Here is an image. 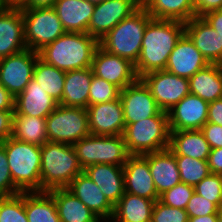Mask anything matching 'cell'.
<instances>
[{"instance_id": "74e56055", "label": "cell", "mask_w": 222, "mask_h": 222, "mask_svg": "<svg viewBox=\"0 0 222 222\" xmlns=\"http://www.w3.org/2000/svg\"><path fill=\"white\" fill-rule=\"evenodd\" d=\"M194 192L222 207V175L210 173L194 186Z\"/></svg>"}, {"instance_id": "7dc6e473", "label": "cell", "mask_w": 222, "mask_h": 222, "mask_svg": "<svg viewBox=\"0 0 222 222\" xmlns=\"http://www.w3.org/2000/svg\"><path fill=\"white\" fill-rule=\"evenodd\" d=\"M207 122L222 126V98L209 103Z\"/></svg>"}, {"instance_id": "ac0fdd59", "label": "cell", "mask_w": 222, "mask_h": 222, "mask_svg": "<svg viewBox=\"0 0 222 222\" xmlns=\"http://www.w3.org/2000/svg\"><path fill=\"white\" fill-rule=\"evenodd\" d=\"M66 189L82 201L101 221H111L114 206L84 171L78 174Z\"/></svg>"}, {"instance_id": "5bb4252c", "label": "cell", "mask_w": 222, "mask_h": 222, "mask_svg": "<svg viewBox=\"0 0 222 222\" xmlns=\"http://www.w3.org/2000/svg\"><path fill=\"white\" fill-rule=\"evenodd\" d=\"M91 69L93 75L114 84L120 90L138 79L133 63L108 53L100 46L95 51Z\"/></svg>"}, {"instance_id": "b9f144b4", "label": "cell", "mask_w": 222, "mask_h": 222, "mask_svg": "<svg viewBox=\"0 0 222 222\" xmlns=\"http://www.w3.org/2000/svg\"><path fill=\"white\" fill-rule=\"evenodd\" d=\"M188 217L218 214L219 208L208 199L194 192L185 208Z\"/></svg>"}, {"instance_id": "7402d4cb", "label": "cell", "mask_w": 222, "mask_h": 222, "mask_svg": "<svg viewBox=\"0 0 222 222\" xmlns=\"http://www.w3.org/2000/svg\"><path fill=\"white\" fill-rule=\"evenodd\" d=\"M56 102L33 79L15 97L14 114L47 118L57 107Z\"/></svg>"}, {"instance_id": "7a4b0ae2", "label": "cell", "mask_w": 222, "mask_h": 222, "mask_svg": "<svg viewBox=\"0 0 222 222\" xmlns=\"http://www.w3.org/2000/svg\"><path fill=\"white\" fill-rule=\"evenodd\" d=\"M98 47L99 40L88 33L65 32L38 53L45 63L68 72L91 67Z\"/></svg>"}, {"instance_id": "1f68e13d", "label": "cell", "mask_w": 222, "mask_h": 222, "mask_svg": "<svg viewBox=\"0 0 222 222\" xmlns=\"http://www.w3.org/2000/svg\"><path fill=\"white\" fill-rule=\"evenodd\" d=\"M11 137L25 143L44 145L48 141L46 118L14 114Z\"/></svg>"}, {"instance_id": "d590c367", "label": "cell", "mask_w": 222, "mask_h": 222, "mask_svg": "<svg viewBox=\"0 0 222 222\" xmlns=\"http://www.w3.org/2000/svg\"><path fill=\"white\" fill-rule=\"evenodd\" d=\"M0 222H28L25 211V192L0 197Z\"/></svg>"}, {"instance_id": "8d00e7d4", "label": "cell", "mask_w": 222, "mask_h": 222, "mask_svg": "<svg viewBox=\"0 0 222 222\" xmlns=\"http://www.w3.org/2000/svg\"><path fill=\"white\" fill-rule=\"evenodd\" d=\"M120 89L114 84L93 75L89 90V105L110 102L119 98Z\"/></svg>"}, {"instance_id": "ffe728a7", "label": "cell", "mask_w": 222, "mask_h": 222, "mask_svg": "<svg viewBox=\"0 0 222 222\" xmlns=\"http://www.w3.org/2000/svg\"><path fill=\"white\" fill-rule=\"evenodd\" d=\"M125 192L154 201L159 200L148 161L141 155H130L123 166Z\"/></svg>"}, {"instance_id": "f546056e", "label": "cell", "mask_w": 222, "mask_h": 222, "mask_svg": "<svg viewBox=\"0 0 222 222\" xmlns=\"http://www.w3.org/2000/svg\"><path fill=\"white\" fill-rule=\"evenodd\" d=\"M153 19L186 23L195 17L193 0H141Z\"/></svg>"}, {"instance_id": "d6986e66", "label": "cell", "mask_w": 222, "mask_h": 222, "mask_svg": "<svg viewBox=\"0 0 222 222\" xmlns=\"http://www.w3.org/2000/svg\"><path fill=\"white\" fill-rule=\"evenodd\" d=\"M27 49L22 9L0 10V59Z\"/></svg>"}, {"instance_id": "f5cc1de1", "label": "cell", "mask_w": 222, "mask_h": 222, "mask_svg": "<svg viewBox=\"0 0 222 222\" xmlns=\"http://www.w3.org/2000/svg\"><path fill=\"white\" fill-rule=\"evenodd\" d=\"M29 0H5L7 8H22Z\"/></svg>"}, {"instance_id": "e575fe53", "label": "cell", "mask_w": 222, "mask_h": 222, "mask_svg": "<svg viewBox=\"0 0 222 222\" xmlns=\"http://www.w3.org/2000/svg\"><path fill=\"white\" fill-rule=\"evenodd\" d=\"M175 159L181 182L187 185L194 187L211 173L207 160H200L184 155H175Z\"/></svg>"}, {"instance_id": "d6a6232c", "label": "cell", "mask_w": 222, "mask_h": 222, "mask_svg": "<svg viewBox=\"0 0 222 222\" xmlns=\"http://www.w3.org/2000/svg\"><path fill=\"white\" fill-rule=\"evenodd\" d=\"M28 222H61L53 197L47 192H25Z\"/></svg>"}, {"instance_id": "ee69618b", "label": "cell", "mask_w": 222, "mask_h": 222, "mask_svg": "<svg viewBox=\"0 0 222 222\" xmlns=\"http://www.w3.org/2000/svg\"><path fill=\"white\" fill-rule=\"evenodd\" d=\"M195 16L202 17L206 13L222 10V0H193Z\"/></svg>"}, {"instance_id": "9f6ffc18", "label": "cell", "mask_w": 222, "mask_h": 222, "mask_svg": "<svg viewBox=\"0 0 222 222\" xmlns=\"http://www.w3.org/2000/svg\"><path fill=\"white\" fill-rule=\"evenodd\" d=\"M7 7L5 6V0H0V10L6 9Z\"/></svg>"}, {"instance_id": "f1b7e54d", "label": "cell", "mask_w": 222, "mask_h": 222, "mask_svg": "<svg viewBox=\"0 0 222 222\" xmlns=\"http://www.w3.org/2000/svg\"><path fill=\"white\" fill-rule=\"evenodd\" d=\"M188 80L190 93L206 102L222 98V64H209Z\"/></svg>"}, {"instance_id": "5b68a950", "label": "cell", "mask_w": 222, "mask_h": 222, "mask_svg": "<svg viewBox=\"0 0 222 222\" xmlns=\"http://www.w3.org/2000/svg\"><path fill=\"white\" fill-rule=\"evenodd\" d=\"M151 19L152 17L141 5L102 37L99 46L108 53L125 58L135 65L141 53L144 30Z\"/></svg>"}, {"instance_id": "c3c4849f", "label": "cell", "mask_w": 222, "mask_h": 222, "mask_svg": "<svg viewBox=\"0 0 222 222\" xmlns=\"http://www.w3.org/2000/svg\"><path fill=\"white\" fill-rule=\"evenodd\" d=\"M202 17L222 37V10L208 12Z\"/></svg>"}, {"instance_id": "7c38bea8", "label": "cell", "mask_w": 222, "mask_h": 222, "mask_svg": "<svg viewBox=\"0 0 222 222\" xmlns=\"http://www.w3.org/2000/svg\"><path fill=\"white\" fill-rule=\"evenodd\" d=\"M141 5V0H106L96 4L87 33L100 40Z\"/></svg>"}, {"instance_id": "ba28073f", "label": "cell", "mask_w": 222, "mask_h": 222, "mask_svg": "<svg viewBox=\"0 0 222 222\" xmlns=\"http://www.w3.org/2000/svg\"><path fill=\"white\" fill-rule=\"evenodd\" d=\"M21 9L27 49L39 52L65 33L53 7Z\"/></svg>"}, {"instance_id": "9a60e30c", "label": "cell", "mask_w": 222, "mask_h": 222, "mask_svg": "<svg viewBox=\"0 0 222 222\" xmlns=\"http://www.w3.org/2000/svg\"><path fill=\"white\" fill-rule=\"evenodd\" d=\"M89 130L92 135H123L125 121L120 98L95 105H88Z\"/></svg>"}, {"instance_id": "603a6c76", "label": "cell", "mask_w": 222, "mask_h": 222, "mask_svg": "<svg viewBox=\"0 0 222 222\" xmlns=\"http://www.w3.org/2000/svg\"><path fill=\"white\" fill-rule=\"evenodd\" d=\"M147 161L158 195L181 182L175 155L165 149L142 155Z\"/></svg>"}, {"instance_id": "4fadbf2b", "label": "cell", "mask_w": 222, "mask_h": 222, "mask_svg": "<svg viewBox=\"0 0 222 222\" xmlns=\"http://www.w3.org/2000/svg\"><path fill=\"white\" fill-rule=\"evenodd\" d=\"M119 98L123 106L125 124L142 121L162 111L140 78L120 90Z\"/></svg>"}, {"instance_id": "30bf717a", "label": "cell", "mask_w": 222, "mask_h": 222, "mask_svg": "<svg viewBox=\"0 0 222 222\" xmlns=\"http://www.w3.org/2000/svg\"><path fill=\"white\" fill-rule=\"evenodd\" d=\"M140 79L149 88L162 111L169 112L189 91V80L166 70L146 73Z\"/></svg>"}, {"instance_id": "f35d334b", "label": "cell", "mask_w": 222, "mask_h": 222, "mask_svg": "<svg viewBox=\"0 0 222 222\" xmlns=\"http://www.w3.org/2000/svg\"><path fill=\"white\" fill-rule=\"evenodd\" d=\"M193 193V186L180 182L170 190L162 193L159 201L173 208L185 209Z\"/></svg>"}, {"instance_id": "6da1fadb", "label": "cell", "mask_w": 222, "mask_h": 222, "mask_svg": "<svg viewBox=\"0 0 222 222\" xmlns=\"http://www.w3.org/2000/svg\"><path fill=\"white\" fill-rule=\"evenodd\" d=\"M184 33L183 22L152 18L144 30L141 53L134 65L137 77L165 70L169 55Z\"/></svg>"}, {"instance_id": "cb8c5ba5", "label": "cell", "mask_w": 222, "mask_h": 222, "mask_svg": "<svg viewBox=\"0 0 222 222\" xmlns=\"http://www.w3.org/2000/svg\"><path fill=\"white\" fill-rule=\"evenodd\" d=\"M83 171L96 183L108 201L115 206L125 193L123 166L93 164Z\"/></svg>"}, {"instance_id": "f6af8a7d", "label": "cell", "mask_w": 222, "mask_h": 222, "mask_svg": "<svg viewBox=\"0 0 222 222\" xmlns=\"http://www.w3.org/2000/svg\"><path fill=\"white\" fill-rule=\"evenodd\" d=\"M14 111H0V143L12 135Z\"/></svg>"}, {"instance_id": "816d5d0a", "label": "cell", "mask_w": 222, "mask_h": 222, "mask_svg": "<svg viewBox=\"0 0 222 222\" xmlns=\"http://www.w3.org/2000/svg\"><path fill=\"white\" fill-rule=\"evenodd\" d=\"M188 222H218V214H208L205 216L188 217Z\"/></svg>"}, {"instance_id": "7bdbcfd3", "label": "cell", "mask_w": 222, "mask_h": 222, "mask_svg": "<svg viewBox=\"0 0 222 222\" xmlns=\"http://www.w3.org/2000/svg\"><path fill=\"white\" fill-rule=\"evenodd\" d=\"M200 130L211 149L222 148V126L207 122Z\"/></svg>"}, {"instance_id": "4316f807", "label": "cell", "mask_w": 222, "mask_h": 222, "mask_svg": "<svg viewBox=\"0 0 222 222\" xmlns=\"http://www.w3.org/2000/svg\"><path fill=\"white\" fill-rule=\"evenodd\" d=\"M54 199L61 222H103L66 188L47 191Z\"/></svg>"}, {"instance_id": "60d3db41", "label": "cell", "mask_w": 222, "mask_h": 222, "mask_svg": "<svg viewBox=\"0 0 222 222\" xmlns=\"http://www.w3.org/2000/svg\"><path fill=\"white\" fill-rule=\"evenodd\" d=\"M15 186L8 167L7 155L2 143H0V197H9L20 194Z\"/></svg>"}, {"instance_id": "f907efd6", "label": "cell", "mask_w": 222, "mask_h": 222, "mask_svg": "<svg viewBox=\"0 0 222 222\" xmlns=\"http://www.w3.org/2000/svg\"><path fill=\"white\" fill-rule=\"evenodd\" d=\"M56 0H29L22 8L53 7Z\"/></svg>"}, {"instance_id": "d4e9b609", "label": "cell", "mask_w": 222, "mask_h": 222, "mask_svg": "<svg viewBox=\"0 0 222 222\" xmlns=\"http://www.w3.org/2000/svg\"><path fill=\"white\" fill-rule=\"evenodd\" d=\"M53 8L65 32L87 33L95 4L87 0H56Z\"/></svg>"}, {"instance_id": "e0dca14e", "label": "cell", "mask_w": 222, "mask_h": 222, "mask_svg": "<svg viewBox=\"0 0 222 222\" xmlns=\"http://www.w3.org/2000/svg\"><path fill=\"white\" fill-rule=\"evenodd\" d=\"M209 64L189 36L184 33L169 55L165 70L189 79Z\"/></svg>"}, {"instance_id": "2e32d148", "label": "cell", "mask_w": 222, "mask_h": 222, "mask_svg": "<svg viewBox=\"0 0 222 222\" xmlns=\"http://www.w3.org/2000/svg\"><path fill=\"white\" fill-rule=\"evenodd\" d=\"M209 103L189 93L169 112L170 131L197 130L207 123Z\"/></svg>"}, {"instance_id": "ab89813d", "label": "cell", "mask_w": 222, "mask_h": 222, "mask_svg": "<svg viewBox=\"0 0 222 222\" xmlns=\"http://www.w3.org/2000/svg\"><path fill=\"white\" fill-rule=\"evenodd\" d=\"M151 222H188V215L185 209L173 208L157 200L152 209Z\"/></svg>"}, {"instance_id": "681fc988", "label": "cell", "mask_w": 222, "mask_h": 222, "mask_svg": "<svg viewBox=\"0 0 222 222\" xmlns=\"http://www.w3.org/2000/svg\"><path fill=\"white\" fill-rule=\"evenodd\" d=\"M13 95L0 83V111H14Z\"/></svg>"}, {"instance_id": "484cf974", "label": "cell", "mask_w": 222, "mask_h": 222, "mask_svg": "<svg viewBox=\"0 0 222 222\" xmlns=\"http://www.w3.org/2000/svg\"><path fill=\"white\" fill-rule=\"evenodd\" d=\"M92 77L91 67L66 72L62 100L59 104L66 107L86 109L89 105Z\"/></svg>"}, {"instance_id": "8fae6325", "label": "cell", "mask_w": 222, "mask_h": 222, "mask_svg": "<svg viewBox=\"0 0 222 222\" xmlns=\"http://www.w3.org/2000/svg\"><path fill=\"white\" fill-rule=\"evenodd\" d=\"M38 58V52L25 49L0 59V83L14 98L23 92L33 79L35 63Z\"/></svg>"}, {"instance_id": "83f0119b", "label": "cell", "mask_w": 222, "mask_h": 222, "mask_svg": "<svg viewBox=\"0 0 222 222\" xmlns=\"http://www.w3.org/2000/svg\"><path fill=\"white\" fill-rule=\"evenodd\" d=\"M174 155L208 160L211 147L200 129L170 131L169 148Z\"/></svg>"}, {"instance_id": "8992f818", "label": "cell", "mask_w": 222, "mask_h": 222, "mask_svg": "<svg viewBox=\"0 0 222 222\" xmlns=\"http://www.w3.org/2000/svg\"><path fill=\"white\" fill-rule=\"evenodd\" d=\"M123 136L129 155L142 156L168 149L170 139L168 113L161 111L156 116L126 124Z\"/></svg>"}, {"instance_id": "11a10c76", "label": "cell", "mask_w": 222, "mask_h": 222, "mask_svg": "<svg viewBox=\"0 0 222 222\" xmlns=\"http://www.w3.org/2000/svg\"><path fill=\"white\" fill-rule=\"evenodd\" d=\"M218 222H222V207L218 211Z\"/></svg>"}, {"instance_id": "9c48e42d", "label": "cell", "mask_w": 222, "mask_h": 222, "mask_svg": "<svg viewBox=\"0 0 222 222\" xmlns=\"http://www.w3.org/2000/svg\"><path fill=\"white\" fill-rule=\"evenodd\" d=\"M46 130L48 141L73 145L91 134L87 110L58 104L46 118Z\"/></svg>"}, {"instance_id": "3957f363", "label": "cell", "mask_w": 222, "mask_h": 222, "mask_svg": "<svg viewBox=\"0 0 222 222\" xmlns=\"http://www.w3.org/2000/svg\"><path fill=\"white\" fill-rule=\"evenodd\" d=\"M81 172L71 144L47 141L41 146V192L66 188Z\"/></svg>"}, {"instance_id": "277c9868", "label": "cell", "mask_w": 222, "mask_h": 222, "mask_svg": "<svg viewBox=\"0 0 222 222\" xmlns=\"http://www.w3.org/2000/svg\"><path fill=\"white\" fill-rule=\"evenodd\" d=\"M1 143L15 186L21 192H41V146L13 137Z\"/></svg>"}, {"instance_id": "836d02e7", "label": "cell", "mask_w": 222, "mask_h": 222, "mask_svg": "<svg viewBox=\"0 0 222 222\" xmlns=\"http://www.w3.org/2000/svg\"><path fill=\"white\" fill-rule=\"evenodd\" d=\"M65 75L66 72L38 58L35 63L33 80L59 104L62 100Z\"/></svg>"}, {"instance_id": "44dd1931", "label": "cell", "mask_w": 222, "mask_h": 222, "mask_svg": "<svg viewBox=\"0 0 222 222\" xmlns=\"http://www.w3.org/2000/svg\"><path fill=\"white\" fill-rule=\"evenodd\" d=\"M185 33L210 64H222V37L203 17L186 22Z\"/></svg>"}, {"instance_id": "bcb514c9", "label": "cell", "mask_w": 222, "mask_h": 222, "mask_svg": "<svg viewBox=\"0 0 222 222\" xmlns=\"http://www.w3.org/2000/svg\"><path fill=\"white\" fill-rule=\"evenodd\" d=\"M207 162L211 173L222 175V148L211 149Z\"/></svg>"}, {"instance_id": "db71d44e", "label": "cell", "mask_w": 222, "mask_h": 222, "mask_svg": "<svg viewBox=\"0 0 222 222\" xmlns=\"http://www.w3.org/2000/svg\"><path fill=\"white\" fill-rule=\"evenodd\" d=\"M89 3H92V4H100V3H103L104 1L106 0H87Z\"/></svg>"}, {"instance_id": "52a82bcc", "label": "cell", "mask_w": 222, "mask_h": 222, "mask_svg": "<svg viewBox=\"0 0 222 222\" xmlns=\"http://www.w3.org/2000/svg\"><path fill=\"white\" fill-rule=\"evenodd\" d=\"M76 156L83 169L99 163L124 166L130 156L123 135H92L74 143Z\"/></svg>"}, {"instance_id": "4dcf8cb0", "label": "cell", "mask_w": 222, "mask_h": 222, "mask_svg": "<svg viewBox=\"0 0 222 222\" xmlns=\"http://www.w3.org/2000/svg\"><path fill=\"white\" fill-rule=\"evenodd\" d=\"M155 201L125 192L114 206L110 222H151Z\"/></svg>"}]
</instances>
